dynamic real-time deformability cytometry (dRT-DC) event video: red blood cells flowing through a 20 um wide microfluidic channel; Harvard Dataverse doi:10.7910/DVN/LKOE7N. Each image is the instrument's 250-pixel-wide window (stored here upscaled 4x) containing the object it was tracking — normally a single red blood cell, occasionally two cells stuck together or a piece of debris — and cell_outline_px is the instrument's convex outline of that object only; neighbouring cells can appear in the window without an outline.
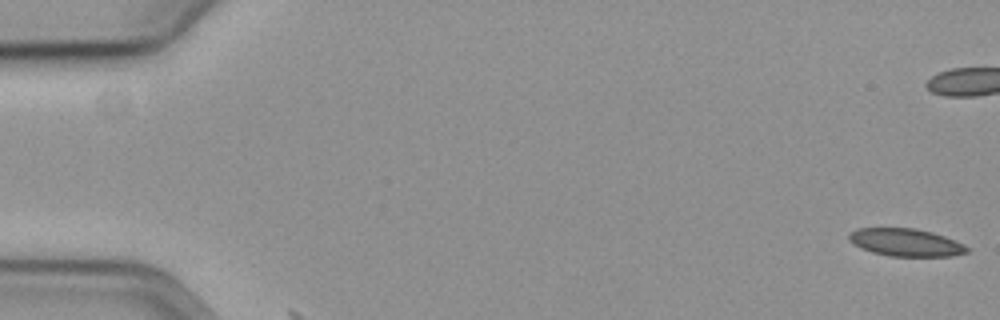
{"species": "common noctule bat (a hibernating species)", "species_latin": "Nyctalus noctula", "temperature_condition": "cold", "stored_images_in_passage": 2, "camera_frame_rate_fps": 3000, "um_per_image_px": 0.085, "animal": {"sex": "female", "body_mass_g": 19.3, "forearm_length_mm": 54.1}, "frame": {"image": 1, "passage_image": 1, "time_ms": 0.0, "image_size_px": [1000, 320], "cell_outline_px": [[968, 252], [952, 256], [888, 256], [872, 252], [860, 248], [852, 244], [848, 240], [848, 236], [856, 228], [916, 228], [932, 232], [944, 236], [964, 244], [968, 248]], "centroid_in_image_um": [76.96, 20.6], "position_along_channel_um": 8.0, "area_um2": 19.07}}